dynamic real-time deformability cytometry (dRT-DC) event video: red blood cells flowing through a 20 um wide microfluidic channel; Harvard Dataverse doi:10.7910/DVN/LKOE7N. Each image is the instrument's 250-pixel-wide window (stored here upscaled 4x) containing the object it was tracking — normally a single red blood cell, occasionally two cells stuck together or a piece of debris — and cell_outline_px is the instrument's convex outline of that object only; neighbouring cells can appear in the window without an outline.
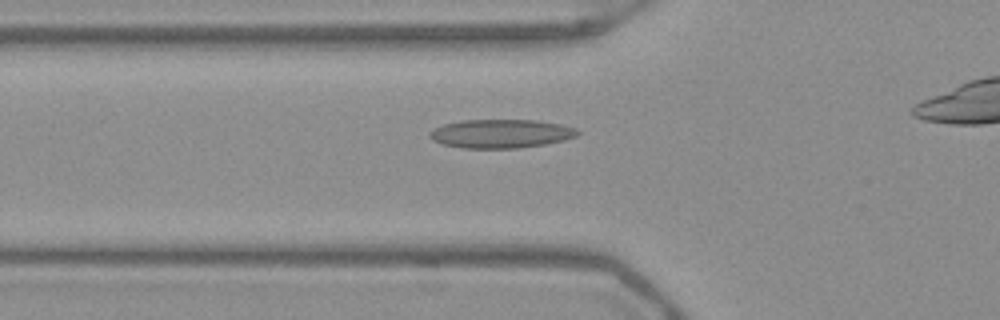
{"species": "Egyptian fruit bat (a non-hibernating species)", "species_latin": "Rousettus aegyptiacus", "temperature_condition": "warm", "stored_images_in_passage": 40, "camera_frame_rate_fps": 3000, "um_per_image_px": 0.085, "frame": {"image": 1, "passage_image": 12, "time_ms": 3.667, "image_size_px": [1000, 320], "cell_outline_px": [[580, 132], [576, 136], [564, 140], [544, 144], [520, 148], [460, 148], [444, 144], [432, 140], [428, 136], [428, 132], [444, 124], [460, 120], [536, 120], [560, 124], [576, 128]], "centroid_in_image_um": [42.56, 11.36], "position_along_channel_um": 83.2, "area_um2": 24.74}}
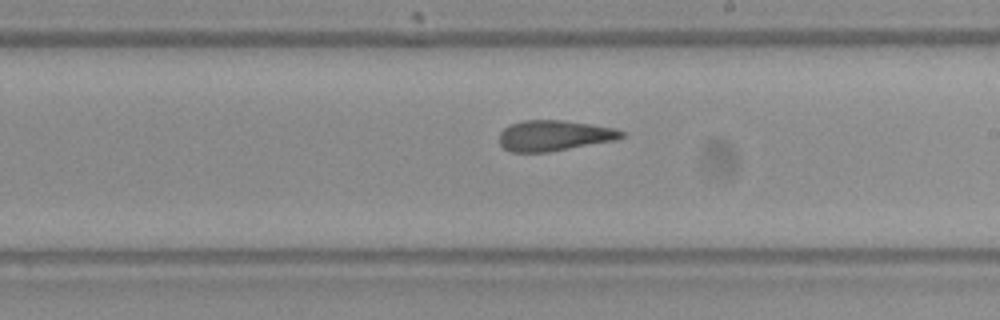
{"frame": {"image": 2, "passage_image": 24, "time_ms": 7.667, "image_size_px": [1000, 320], "cell_outline_px": [[624, 136], [616, 140], [548, 152], [512, 152], [504, 148], [500, 144], [500, 132], [504, 128], [512, 124], [524, 120], [564, 120], [616, 128], [624, 132]], "centroid_in_image_um": [47.12, 11.52], "position_along_channel_um": 241.9, "area_um2": 21.73}}
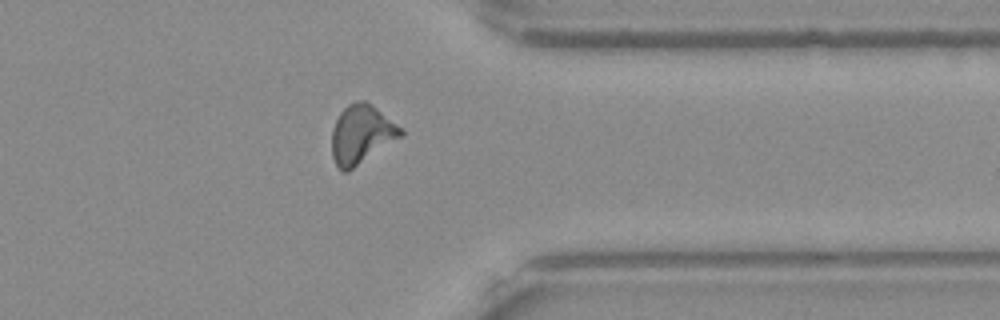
{"frame": {"image": 3, "passage_image": 35, "time_ms": 11.333, "image_size_px": [1000, 320], "cell_outline_px": [[404, 132], [400, 136], [348, 172], [344, 172], [336, 164], [332, 156], [332, 128], [340, 112], [348, 104], [356, 100], [364, 100], [372, 104], [404, 128]], "centroid_in_image_um": [30.72, 11.38], "position_along_channel_um": 380.7, "area_um2": 23.47}, "authors_computed_cell_mechanics": {"area_um2": 22.8599, "velocity_mm_per_s": 3.9434, "shape_relaxation_time_tau1_ms": null, "shape_relaxation_time_tau2_ms": 2.2024, "deformation_change_tau1": null, "deformation_change_tau2": 0.1034}}